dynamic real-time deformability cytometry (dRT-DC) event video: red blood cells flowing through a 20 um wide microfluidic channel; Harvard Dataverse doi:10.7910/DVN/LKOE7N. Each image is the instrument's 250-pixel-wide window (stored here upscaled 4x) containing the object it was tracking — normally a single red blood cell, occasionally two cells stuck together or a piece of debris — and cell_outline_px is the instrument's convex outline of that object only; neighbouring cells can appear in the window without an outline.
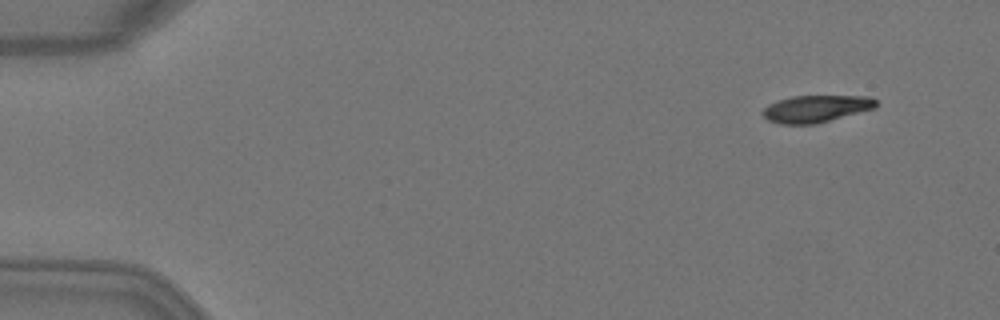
{"species": "Egyptian fruit bat (a non-hibernating species)", "species_latin": "Rousettus aegyptiacus", "temperature_condition": "warm", "stored_images_in_passage": 4, "camera_frame_rate_fps": 3000, "um_per_image_px": 0.085, "animal": {"sex": "female"}, "frame": {"image": 1, "passage_image": 2, "time_ms": 0.333, "image_size_px": [1000, 320], "cell_outline_px": [[876, 108], [816, 124], [780, 124], [768, 120], [760, 112], [768, 104], [776, 100], [792, 96], [868, 96], [876, 100]], "centroid_in_image_um": [69.33, 9.24], "position_along_channel_um": 15.7, "area_um2": 17.98}}
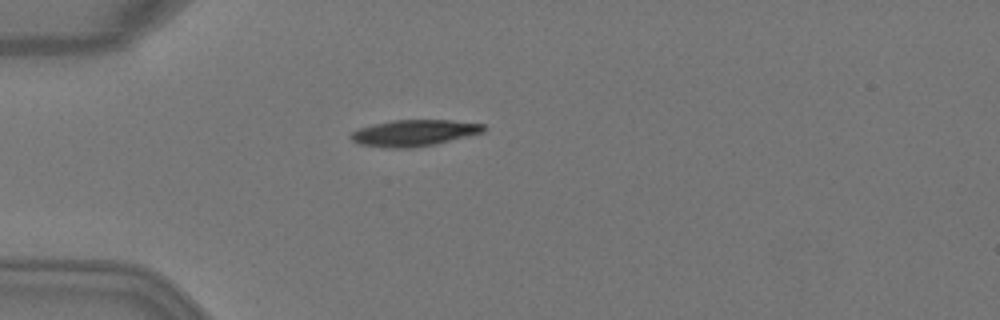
{"frame": {"image": 2, "passage_image": 4, "time_ms": 1.0, "image_size_px": [1000, 320], "cell_outline_px": [[488, 128], [484, 132], [436, 144], [412, 148], [384, 148], [360, 144], [352, 140], [348, 136], [352, 132], [360, 128], [372, 124], [392, 120], [452, 120], [484, 124]], "centroid_in_image_um": [35.21, 11.3], "position_along_channel_um": 49.8, "area_um2": 20.58}}